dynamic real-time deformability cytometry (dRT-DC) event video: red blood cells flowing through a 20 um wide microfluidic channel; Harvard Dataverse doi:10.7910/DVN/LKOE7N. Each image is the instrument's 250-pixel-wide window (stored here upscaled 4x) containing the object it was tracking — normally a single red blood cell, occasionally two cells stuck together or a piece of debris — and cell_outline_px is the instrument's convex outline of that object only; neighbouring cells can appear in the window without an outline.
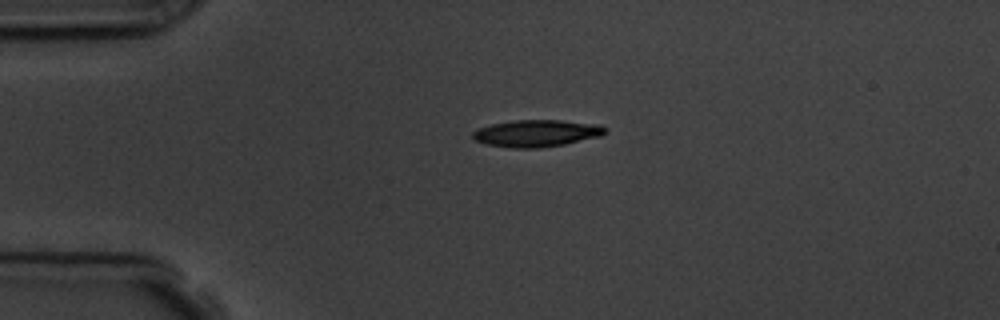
{"species": "common noctule bat (a hibernating species)", "species_latin": "Nyctalus noctula", "temperature_condition": "room temperature", "stored_images_in_passage": 3, "camera_frame_rate_fps": 3000, "um_per_image_px": 0.085, "animal": {"sex": "male", "body_mass_g": 19.5, "forearm_length_mm": 54.6}, "frame": {"image": 1, "passage_image": 1, "time_ms": 0.0, "image_size_px": [1000, 320], "cell_outline_px": [[608, 132], [600, 136], [564, 144], [540, 148], [512, 148], [488, 144], [476, 140], [472, 136], [472, 132], [480, 128], [492, 124], [516, 120], [560, 120], [600, 124], [608, 128]], "centroid_in_image_um": [45.67, 11.32], "position_along_channel_um": 39.3, "area_um2": 20.75}}